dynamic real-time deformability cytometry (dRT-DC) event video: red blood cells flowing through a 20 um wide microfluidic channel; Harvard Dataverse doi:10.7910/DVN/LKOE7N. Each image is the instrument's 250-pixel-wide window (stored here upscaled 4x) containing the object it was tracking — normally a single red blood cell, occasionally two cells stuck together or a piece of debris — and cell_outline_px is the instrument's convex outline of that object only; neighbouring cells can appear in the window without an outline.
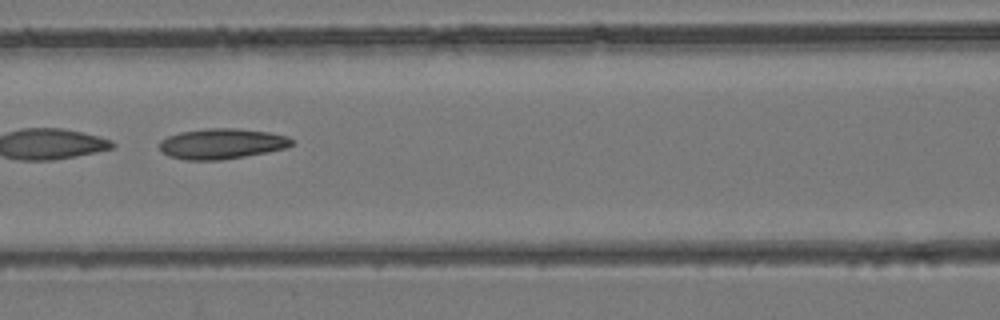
{"species": "common noctule bat (a hibernating species)", "species_latin": "Nyctalus noctula", "temperature_condition": "room temperature", "stored_images_in_passage": 42, "camera_frame_rate_fps": 3000, "um_per_image_px": 0.085, "animal": {"sex": "female", "body_mass_g": 24.6, "forearm_length_mm": 56.2}, "frame": {"image": 1, "passage_image": 19, "time_ms": 6.0, "image_size_px": [1000, 320], "cell_outline_px": [[292, 144], [284, 148], [268, 152], [220, 160], [184, 160], [168, 156], [160, 152], [160, 140], [168, 136], [180, 132], [208, 128], [236, 128], [268, 132], [288, 136], [292, 140]], "centroid_in_image_um": [18.8, 12.22], "position_along_channel_um": 147.8, "area_um2": 23.47}}